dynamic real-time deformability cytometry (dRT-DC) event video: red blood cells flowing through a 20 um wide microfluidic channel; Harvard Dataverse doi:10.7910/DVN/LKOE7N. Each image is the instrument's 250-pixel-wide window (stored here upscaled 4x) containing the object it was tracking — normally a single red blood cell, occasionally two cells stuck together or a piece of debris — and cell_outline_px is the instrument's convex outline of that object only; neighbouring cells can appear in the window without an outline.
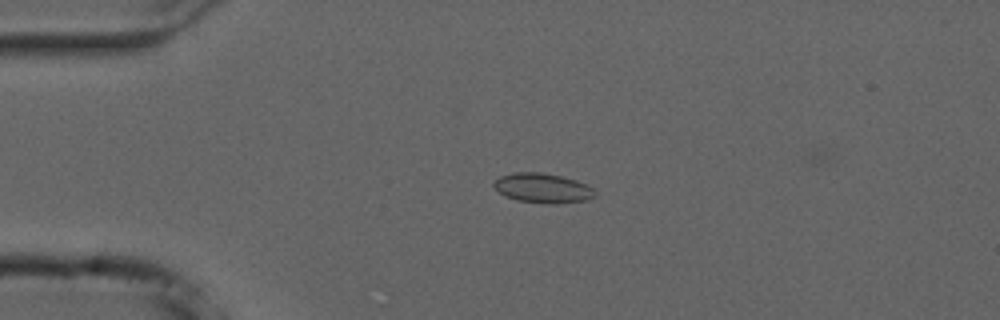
{"species": "common noctule bat (a hibernating species)", "species_latin": "Nyctalus noctula", "temperature_condition": "cold", "stored_images_in_passage": 54, "camera_frame_rate_fps": 3000, "um_per_image_px": 0.085, "animal": {"sex": "male", "forearm_length_mm": 52.5}, "frame": {"image": 1, "passage_image": 12, "time_ms": 3.667, "image_size_px": [1000, 320], "cell_outline_px": [[596, 196], [588, 200], [556, 204], [552, 204], [516, 200], [500, 192], [492, 184], [500, 176], [512, 172], [540, 172], [560, 176], [576, 180], [588, 184], [596, 192]], "centroid_in_image_um": [46.18, 15.98], "position_along_channel_um": 38.8, "area_um2": 17.46}}
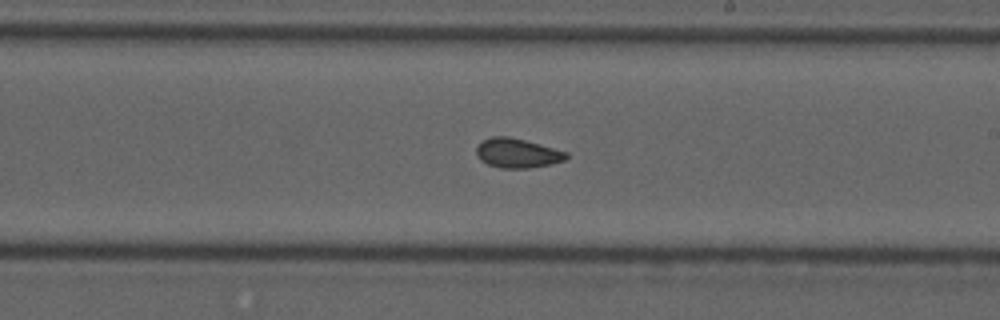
{"frame": {"image": 2, "passage_image": 31, "time_ms": 10.0, "image_size_px": [1000, 320], "cell_outline_px": [[568, 156], [564, 160], [552, 164], [528, 168], [500, 168], [488, 164], [480, 160], [476, 156], [476, 148], [484, 140], [492, 136], [508, 136], [540, 144], [568, 152]], "centroid_in_image_um": [43.97, 13.02], "position_along_channel_um": 245.0, "area_um2": 15.37}}
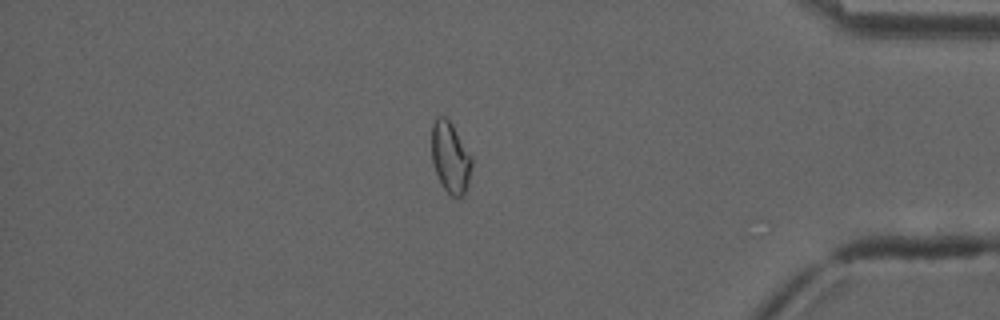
{"frame": {"image": 3, "passage_image": 46, "time_ms": 15.0, "image_size_px": [1000, 320], "cell_outline_px": [[472, 164], [468, 184], [464, 192], [460, 196], [452, 196], [444, 188], [436, 172], [432, 160], [432, 124], [440, 116], [444, 116], [452, 124], [472, 156]], "centroid_in_image_um": [38.29, 13.37], "position_along_channel_um": 396.9, "area_um2": 16.24}, "authors_computed_cell_mechanics": {"area_um2": 16.2418, "velocity_mm_per_s": 3.7234, "shape_relaxation_time_tau1_ms": 9.0972, "shape_relaxation_time_tau2_ms": 1.6028, "deformation_change_tau1": 0.1311, "deformation_change_tau2": 0.053}}